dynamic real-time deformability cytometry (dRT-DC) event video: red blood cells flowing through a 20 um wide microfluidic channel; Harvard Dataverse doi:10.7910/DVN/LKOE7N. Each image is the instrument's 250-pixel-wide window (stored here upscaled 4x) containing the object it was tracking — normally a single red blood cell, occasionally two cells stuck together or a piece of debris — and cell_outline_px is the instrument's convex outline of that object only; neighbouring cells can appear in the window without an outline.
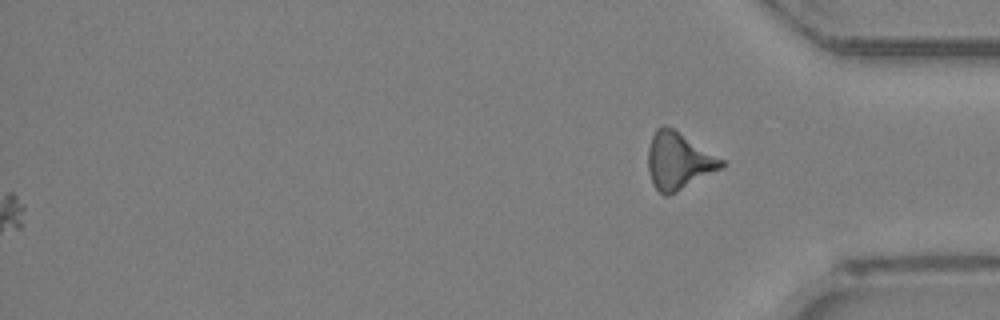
{"species": "Egyptian fruit bat (a non-hibernating species)", "species_latin": "Rousettus aegyptiacus", "temperature_condition": "room temperature", "stored_images_in_passage": 36, "camera_frame_rate_fps": 3000, "um_per_image_px": 0.085, "animal": {"sex": "female"}, "frame": {"image": 1, "passage_image": 36, "time_ms": 11.667, "image_size_px": [1000, 320], "cell_outline_px": [[724, 164], [720, 168], [676, 192], [668, 196], [664, 196], [652, 184], [648, 172], [648, 148], [652, 136], [656, 128], [664, 124], [672, 128], [724, 160]], "centroid_in_image_um": [57.62, 13.67], "position_along_channel_um": 377.6, "area_um2": 23.93}}